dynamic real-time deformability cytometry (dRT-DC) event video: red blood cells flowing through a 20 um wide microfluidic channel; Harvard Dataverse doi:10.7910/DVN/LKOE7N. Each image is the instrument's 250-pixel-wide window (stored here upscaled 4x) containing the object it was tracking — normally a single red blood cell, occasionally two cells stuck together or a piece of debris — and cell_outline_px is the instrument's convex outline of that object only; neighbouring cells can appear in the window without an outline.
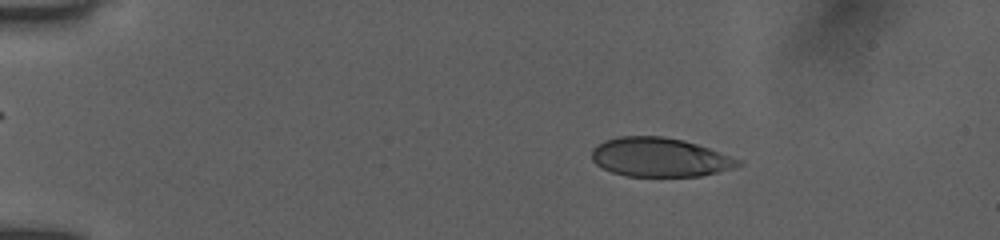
{"species": "human", "species_latin": "Homo sapiens", "temperature_condition": "room temperature", "stored_images_in_passage": 59, "camera_frame_rate_fps": 3000, "um_per_image_px": 0.085, "donor": {"sex": "female"}, "frame": {"image": 1, "passage_image": 4, "time_ms": 1.333, "image_size_px": [1000, 240], "cell_outline_px": [[744, 164], [736, 168], [700, 176], [628, 176], [612, 172], [596, 164], [592, 160], [592, 148], [604, 140], [620, 136], [664, 136], [684, 140], [708, 148], [740, 160]], "centroid_in_image_um": [56.08, 13.37], "position_along_channel_um": 28.9, "area_um2": 33.23}}
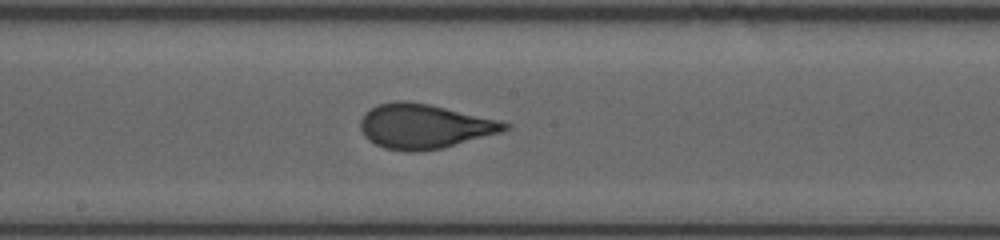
{"frame": {"image": 2, "passage_image": 20, "time_ms": 8.0, "image_size_px": [1000, 240], "cell_outline_px": [[512, 128], [500, 132], [444, 148], [416, 152], [408, 152], [384, 148], [368, 140], [364, 136], [360, 128], [360, 120], [364, 112], [380, 104], [396, 100], [404, 100], [428, 104], [500, 120], [512, 124]], "centroid_in_image_um": [36.06, 10.74], "position_along_channel_um": 212.1, "area_um2": 37.57}}
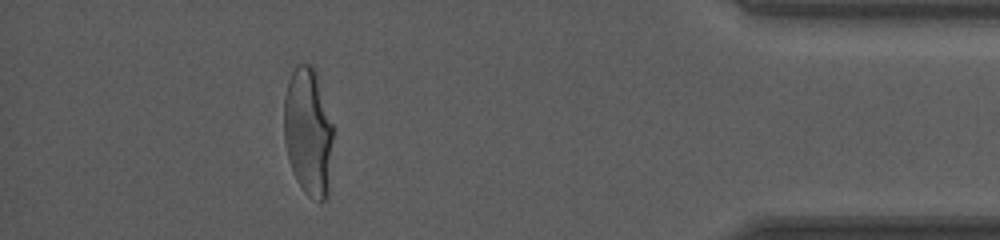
{"frame": {"image": 3, "passage_image": 50, "time_ms": 14.0, "image_size_px": [1000, 240], "cell_outline_px": [[336, 128], [328, 196], [320, 204], [308, 196], [304, 192], [296, 180], [288, 156], [284, 140], [284, 96], [288, 80], [296, 64], [308, 64], [316, 68]], "centroid_in_image_um": [26.26, 11.2], "position_along_channel_um": 408.9, "area_um2": 38.38}, "authors_computed_cell_mechanics": {"area_um2": 36.6452, "velocity_mm_per_s": 3.9784, "shape_relaxation_time_tau1_ms": 7.4336, "shape_relaxation_time_tau2_ms": null, "deformation_change_tau1": 0.2523, "deformation_change_tau2": null}}